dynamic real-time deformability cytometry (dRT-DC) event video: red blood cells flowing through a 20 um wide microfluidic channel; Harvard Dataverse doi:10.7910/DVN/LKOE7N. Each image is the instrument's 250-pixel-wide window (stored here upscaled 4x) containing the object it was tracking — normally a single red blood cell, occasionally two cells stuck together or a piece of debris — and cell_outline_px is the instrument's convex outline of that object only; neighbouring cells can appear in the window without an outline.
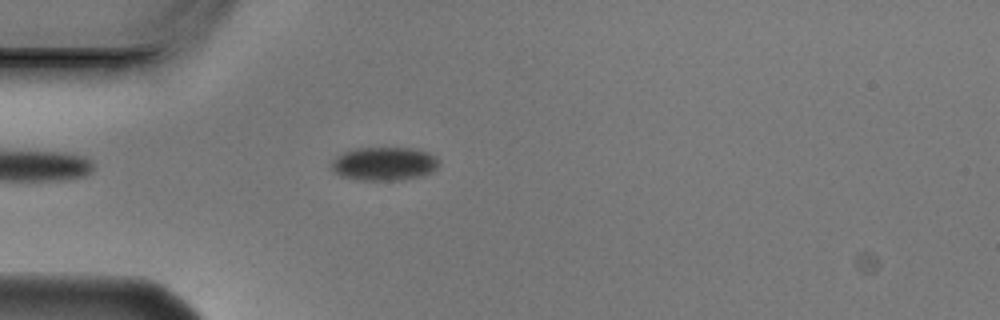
{"species": "Egyptian fruit bat (a non-hibernating species)", "species_latin": "Rousettus aegyptiacus", "temperature_condition": "cold", "stored_images_in_passage": 1, "camera_frame_rate_fps": 3000, "um_per_image_px": 0.085, "animal": {"sex": "male"}, "frame": {"image": 1, "passage_image": 1, "time_ms": 0.0, "image_size_px": [1000, 320], "cell_outline_px": [[440, 164], [432, 172], [424, 176], [400, 180], [360, 180], [340, 176], [328, 168], [332, 160], [336, 156], [344, 152], [356, 148], [412, 148], [428, 152], [436, 156], [440, 160]], "centroid_in_image_um": [32.65, 13.92], "position_along_channel_um": 52.3, "area_um2": 21.39}}